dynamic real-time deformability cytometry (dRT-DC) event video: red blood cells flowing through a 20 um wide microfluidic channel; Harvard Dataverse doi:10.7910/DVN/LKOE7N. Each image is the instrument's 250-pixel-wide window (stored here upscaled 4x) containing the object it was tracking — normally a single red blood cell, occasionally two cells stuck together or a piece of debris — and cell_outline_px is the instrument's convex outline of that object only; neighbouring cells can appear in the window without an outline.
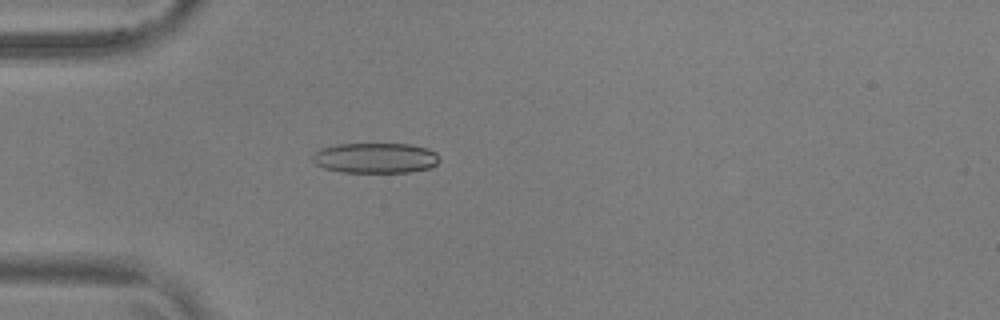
{"species": "common noctule bat (a hibernating species)", "species_latin": "Nyctalus noctula", "temperature_condition": "warm", "stored_images_in_passage": 54, "camera_frame_rate_fps": 3000, "um_per_image_px": 0.085, "animal": {"sex": "male", "body_mass_g": 17.9, "forearm_length_mm": 54.2}, "frame": {"image": 1, "passage_image": 16, "time_ms": 5.0, "image_size_px": [1000, 320], "cell_outline_px": [[440, 160], [436, 164], [428, 168], [412, 172], [340, 172], [324, 168], [316, 164], [312, 160], [312, 156], [320, 148], [336, 144], [408, 144], [428, 148], [436, 152]], "centroid_in_image_um": [31.91, 13.43], "position_along_channel_um": 53.1, "area_um2": 22.48}}
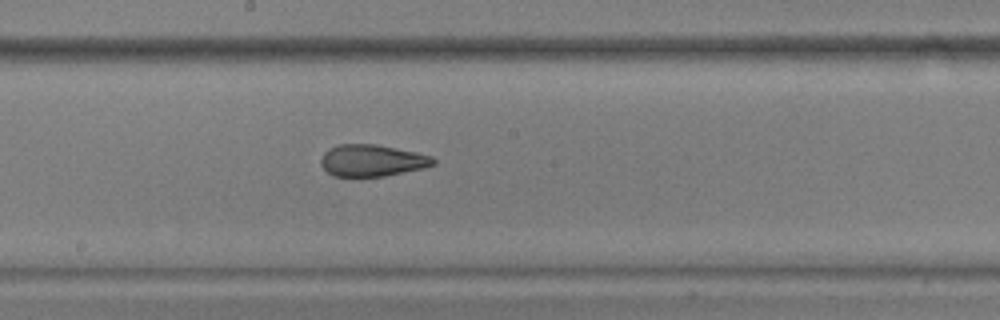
{"frame": {"image": 2, "passage_image": 30, "time_ms": 9.667, "image_size_px": [1000, 320], "cell_outline_px": [[436, 164], [424, 168], [384, 176], [332, 176], [320, 164], [320, 160], [324, 152], [328, 148], [340, 144], [376, 144], [416, 152], [432, 156], [436, 160]], "centroid_in_image_um": [31.63, 13.64], "position_along_channel_um": 216.6, "area_um2": 20.87}}
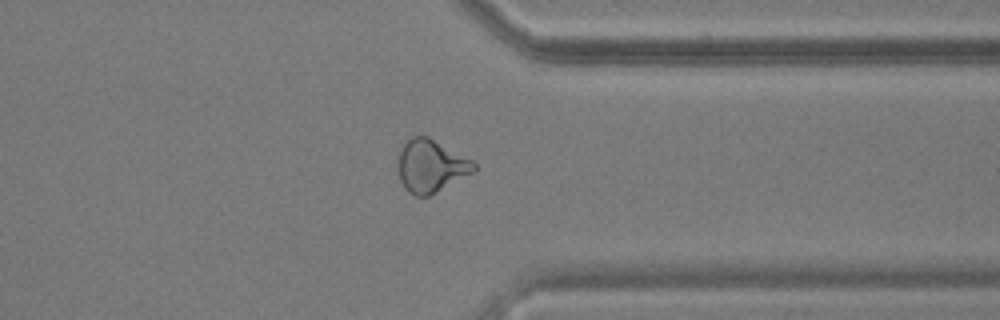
{"frame": {"image": 3, "passage_image": 43, "time_ms": 14.0, "image_size_px": [1000, 320], "cell_outline_px": [[476, 172], [428, 196], [412, 196], [404, 188], [400, 180], [396, 164], [400, 148], [412, 136], [428, 136], [472, 160], [476, 164]], "centroid_in_image_um": [36.61, 14.12], "position_along_channel_um": 374.8, "area_um2": 23.58}, "authors_computed_cell_mechanics": {"area_um2": 22.7154, "velocity_mm_per_s": 3.713, "shape_relaxation_time_tau1_ms": 9.289, "shape_relaxation_time_tau2_ms": 1.8996, "deformation_change_tau1": 0.2391, "deformation_change_tau2": 0.1017}}